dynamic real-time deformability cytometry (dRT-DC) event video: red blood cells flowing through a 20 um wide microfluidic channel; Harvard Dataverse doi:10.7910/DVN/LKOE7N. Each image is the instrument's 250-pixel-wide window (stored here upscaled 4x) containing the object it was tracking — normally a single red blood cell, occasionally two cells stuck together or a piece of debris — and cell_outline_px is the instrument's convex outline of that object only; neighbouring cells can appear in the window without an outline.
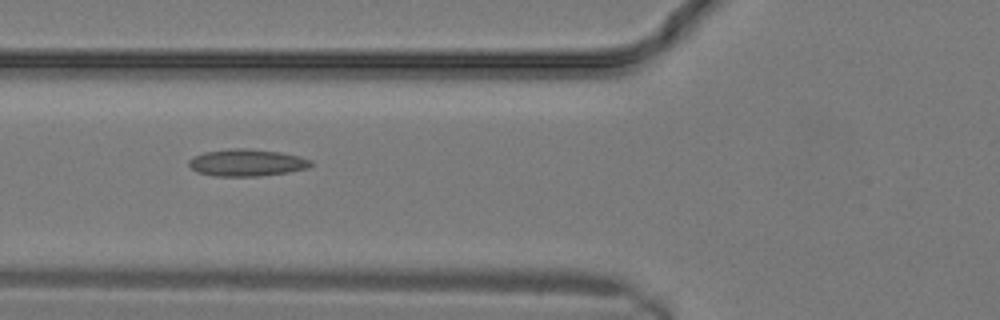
{"species": "common noctule bat (a hibernating species)", "species_latin": "Nyctalus noctula", "temperature_condition": "warm", "stored_images_in_passage": 15, "camera_frame_rate_fps": 3000, "um_per_image_px": 0.085, "animal": {"sex": "male", "body_mass_g": 19.2, "forearm_length_mm": 51.8}, "frame": {"image": 1, "passage_image": 6, "time_ms": 1.667, "image_size_px": [1000, 320], "cell_outline_px": [[312, 164], [308, 168], [288, 172], [260, 176], [212, 176], [196, 172], [188, 164], [188, 160], [204, 152], [232, 148], [244, 148], [280, 152], [300, 156], [312, 160]], "centroid_in_image_um": [20.98, 13.83], "position_along_channel_um": 104.8, "area_um2": 19.25}}
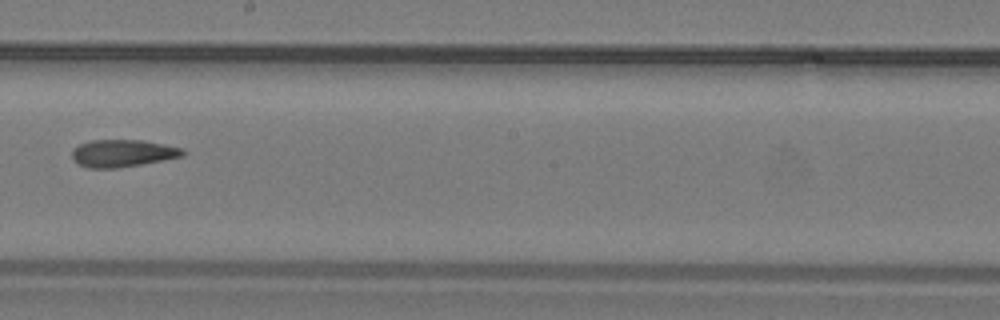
{"frame": {"image": 2, "passage_image": 11, "time_ms": 3.333, "image_size_px": [1000, 320], "cell_outline_px": [[188, 152], [184, 156], [164, 160], [120, 168], [88, 168], [72, 160], [72, 148], [80, 144], [92, 140], [144, 140], [184, 148]], "centroid_in_image_um": [10.46, 13.02], "position_along_channel_um": 237.7, "area_um2": 17.92}}
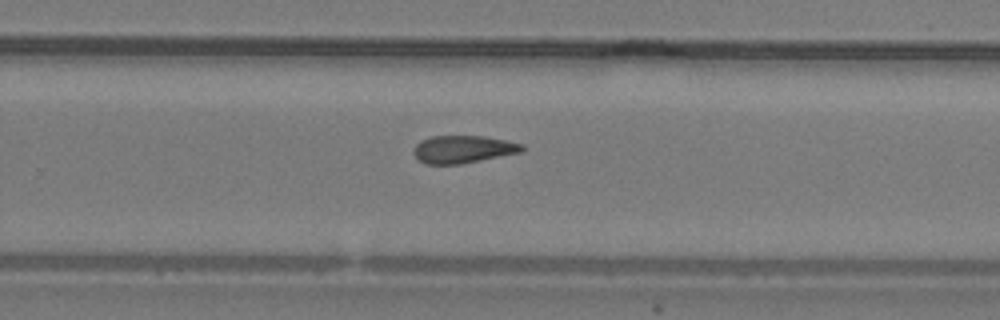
{"frame": {"image": 3, "passage_image": 13, "time_ms": 4.0, "image_size_px": [1000, 320], "cell_outline_px": [[524, 152], [460, 164], [424, 164], [412, 152], [416, 144], [420, 140], [432, 136], [484, 136], [524, 144]], "centroid_in_image_um": [39.38, 12.69], "position_along_channel_um": 290.4, "area_um2": 17.51}}